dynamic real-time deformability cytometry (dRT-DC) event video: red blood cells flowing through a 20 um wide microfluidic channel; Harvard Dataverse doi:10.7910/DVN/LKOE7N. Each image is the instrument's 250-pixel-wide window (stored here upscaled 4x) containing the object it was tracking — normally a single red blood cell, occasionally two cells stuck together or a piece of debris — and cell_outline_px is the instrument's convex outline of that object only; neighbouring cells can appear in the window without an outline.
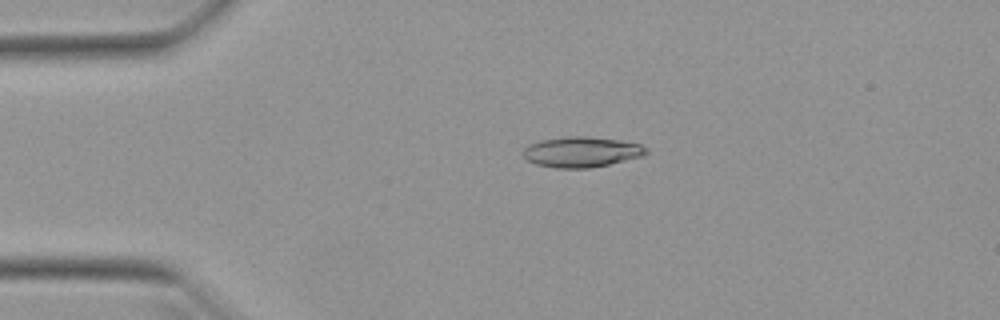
{"species": "Egyptian fruit bat (a non-hibernating species)", "species_latin": "Rousettus aegyptiacus", "temperature_condition": "warm", "stored_images_in_passage": 51, "camera_frame_rate_fps": 3000, "um_per_image_px": 0.085, "animal": {"sex": "female"}, "frame": {"image": 1, "passage_image": 11, "time_ms": 3.333, "image_size_px": [1000, 320], "cell_outline_px": [[648, 152], [644, 156], [592, 168], [556, 168], [536, 164], [528, 160], [524, 156], [524, 148], [528, 144], [540, 140], [568, 136], [584, 136], [620, 140], [640, 144], [648, 148]], "centroid_in_image_um": [49.45, 12.91], "position_along_channel_um": 35.5, "area_um2": 21.91}}
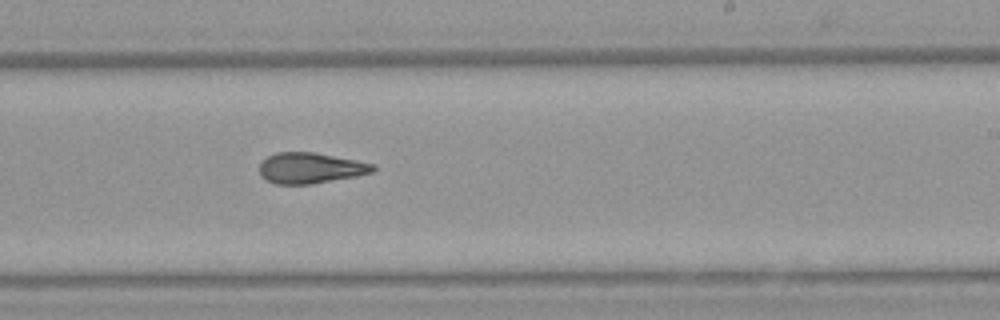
{"frame": {"image": 2, "passage_image": 31, "time_ms": 10.0, "image_size_px": [1000, 320], "cell_outline_px": [[376, 168], [372, 172], [356, 176], [312, 184], [276, 184], [260, 176], [260, 164], [268, 156], [276, 152], [312, 152], [356, 160], [376, 164]], "centroid_in_image_um": [26.4, 14.28], "position_along_channel_um": 262.6, "area_um2": 20.23}}
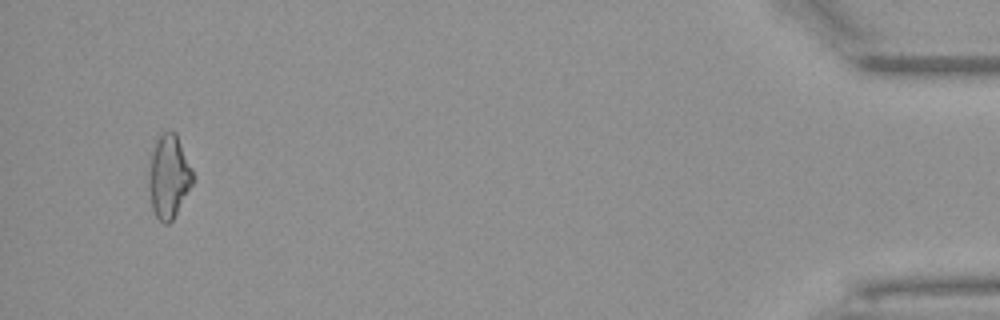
{"frame": {"image": 3, "passage_image": 49, "time_ms": 16.0, "image_size_px": [1000, 320], "cell_outline_px": [[196, 180], [172, 220], [168, 224], [164, 224], [156, 216], [152, 208], [148, 176], [152, 152], [156, 140], [160, 132], [168, 128], [176, 132], [196, 176]], "centroid_in_image_um": [14.39, 14.95], "position_along_channel_um": 420.8, "area_um2": 21.79}, "authors_computed_cell_mechanics": {"area_um2": 20.9236, "velocity_mm_per_s": 3.9817, "shape_relaxation_time_tau1_ms": 6.7615, "shape_relaxation_time_tau2_ms": 2.8127, "deformation_change_tau1": 0.2118, "deformation_change_tau2": 0.1283}}